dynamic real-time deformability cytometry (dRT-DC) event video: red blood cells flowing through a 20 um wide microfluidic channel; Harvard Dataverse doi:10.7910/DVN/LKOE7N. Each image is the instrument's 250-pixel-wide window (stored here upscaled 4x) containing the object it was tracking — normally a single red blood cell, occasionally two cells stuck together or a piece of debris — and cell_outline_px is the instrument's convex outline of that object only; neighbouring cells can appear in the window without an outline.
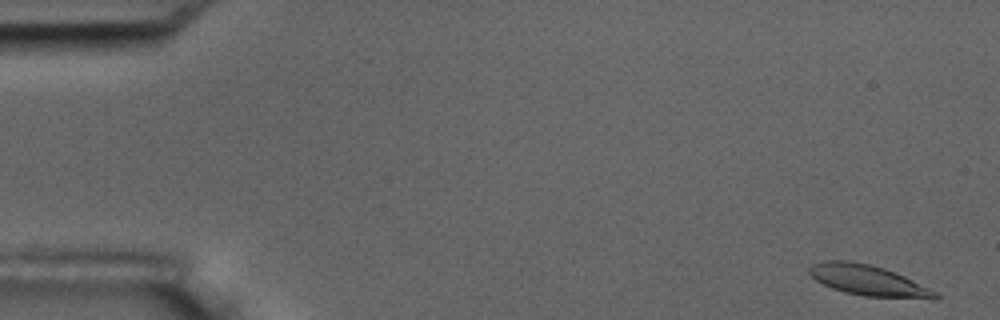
{"species": "common noctule bat (a hibernating species)", "species_latin": "Nyctalus noctula", "temperature_condition": "room temperature", "stored_images_in_passage": 5, "segment_of_instrument_passage": [2, 2], "camera_frame_rate_fps": 3000, "um_per_image_px": 0.085, "animal": {"sex": "male", "body_mass_g": 17.5, "forearm_length_mm": 52.3}, "frame": {"image": 1, "passage_image": 5, "time_ms": 6.667, "image_size_px": [1000, 320], "cell_outline_px": [[940, 296], [936, 300], [932, 300], [864, 296], [844, 292], [832, 288], [816, 280], [808, 272], [808, 268], [812, 264], [824, 260], [848, 260], [868, 264], [884, 268], [904, 276], [940, 292]], "centroid_in_image_um": [73.87, 23.85], "position_along_channel_um": 11.1, "area_um2": 22.83}}